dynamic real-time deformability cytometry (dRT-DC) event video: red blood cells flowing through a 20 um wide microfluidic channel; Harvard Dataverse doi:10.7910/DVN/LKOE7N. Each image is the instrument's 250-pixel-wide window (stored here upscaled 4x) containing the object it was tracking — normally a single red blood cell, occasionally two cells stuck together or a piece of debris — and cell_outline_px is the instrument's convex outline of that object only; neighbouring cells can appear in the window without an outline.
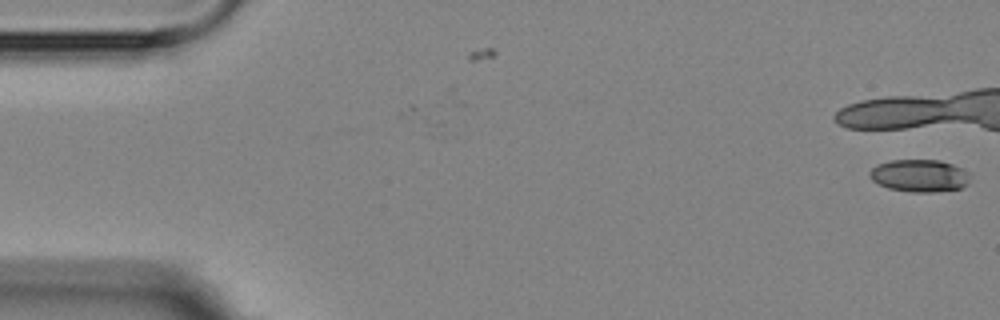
{"species": "Egyptian fruit bat (a non-hibernating species)", "species_latin": "Rousettus aegyptiacus", "temperature_condition": "room temperature", "stored_images_in_passage": 2, "camera_frame_rate_fps": 3000, "um_per_image_px": 0.085, "animal": {"sex": "female"}, "frame": {"image": 1, "passage_image": 2, "time_ms": 1.0, "image_size_px": [1000, 320], "cell_outline_px": [[968, 184], [960, 188], [932, 192], [912, 192], [888, 188], [872, 180], [868, 176], [868, 172], [876, 164], [892, 160], [940, 160], [952, 164], [968, 172]], "centroid_in_image_um": [78.12, 14.92], "position_along_channel_um": 6.9, "area_um2": 18.9}}